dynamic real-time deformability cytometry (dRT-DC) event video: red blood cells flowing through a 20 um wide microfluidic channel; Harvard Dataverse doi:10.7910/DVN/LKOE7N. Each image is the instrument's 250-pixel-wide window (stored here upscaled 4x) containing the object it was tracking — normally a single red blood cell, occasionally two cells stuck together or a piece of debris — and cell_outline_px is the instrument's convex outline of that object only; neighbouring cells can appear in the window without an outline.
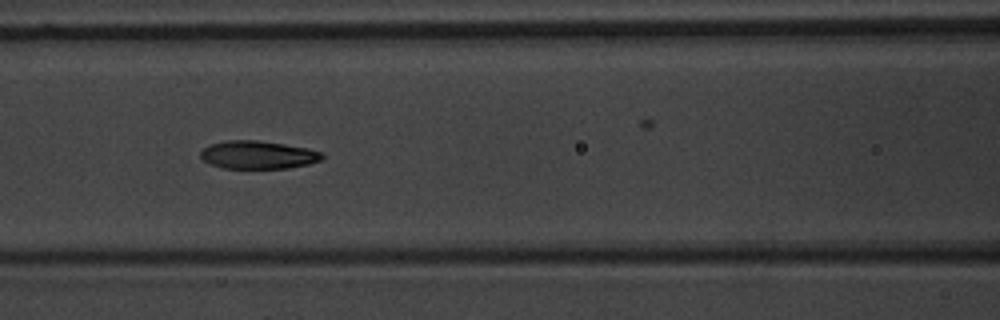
{"species": "common noctule bat (a hibernating species)", "species_latin": "Nyctalus noctula", "temperature_condition": "warm", "stored_images_in_passage": 9, "camera_frame_rate_fps": 3000, "um_per_image_px": 0.085, "animal": {"sex": "male", "body_mass_g": 20.1, "forearm_length_mm": 53.5}, "frame": {"image": 1, "passage_image": 6, "time_ms": 5.667, "image_size_px": [1000, 320], "cell_outline_px": [[324, 156], [320, 160], [308, 164], [288, 168], [224, 168], [212, 164], [204, 160], [200, 156], [200, 152], [208, 144], [224, 140], [256, 140], [284, 144], [308, 148], [320, 152]], "centroid_in_image_um": [21.9, 13.15], "position_along_channel_um": 144.7, "area_um2": 19.77}}
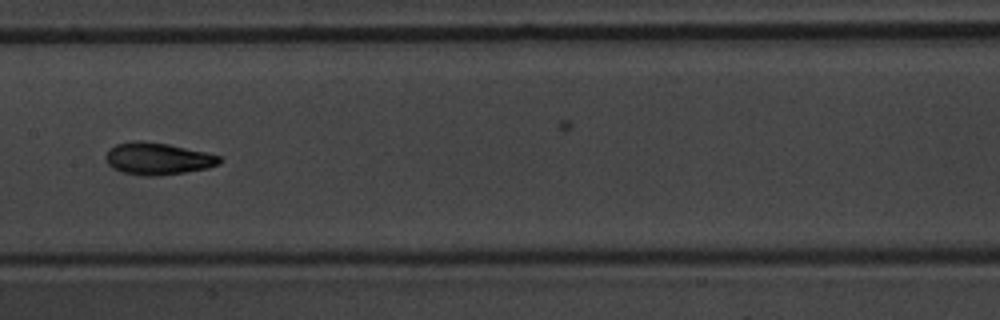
{"frame": {"image": 2, "passage_image": 7, "time_ms": 7.0, "image_size_px": [1000, 320], "cell_outline_px": [[224, 160], [220, 164], [208, 168], [160, 176], [144, 176], [120, 172], [112, 168], [104, 160], [104, 156], [108, 148], [116, 144], [132, 140], [140, 140], [168, 144], [204, 152], [220, 156]], "centroid_in_image_um": [13.36, 13.49], "position_along_channel_um": 194.0, "area_um2": 21.62}}
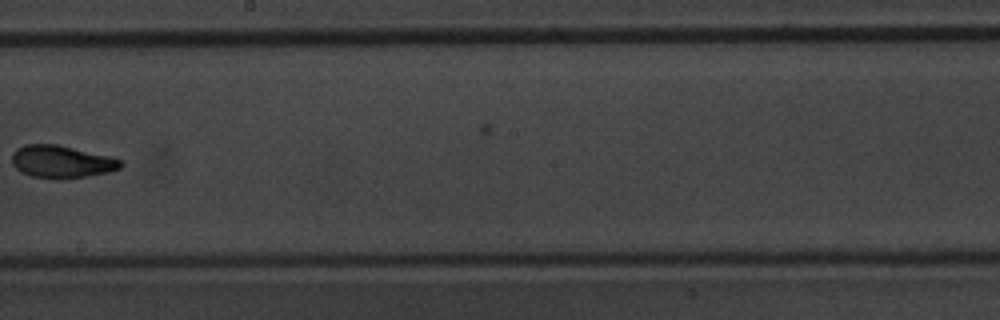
{"frame": {"image": 3, "passage_image": 8, "time_ms": 8.333, "image_size_px": [1000, 320], "cell_outline_px": [[124, 164], [120, 168], [108, 172], [88, 176], [60, 180], [32, 176], [20, 172], [12, 164], [12, 152], [16, 148], [24, 144], [56, 144], [112, 156], [124, 160]], "centroid_in_image_um": [5.25, 13.75], "position_along_channel_um": 243.0, "area_um2": 21.04}}